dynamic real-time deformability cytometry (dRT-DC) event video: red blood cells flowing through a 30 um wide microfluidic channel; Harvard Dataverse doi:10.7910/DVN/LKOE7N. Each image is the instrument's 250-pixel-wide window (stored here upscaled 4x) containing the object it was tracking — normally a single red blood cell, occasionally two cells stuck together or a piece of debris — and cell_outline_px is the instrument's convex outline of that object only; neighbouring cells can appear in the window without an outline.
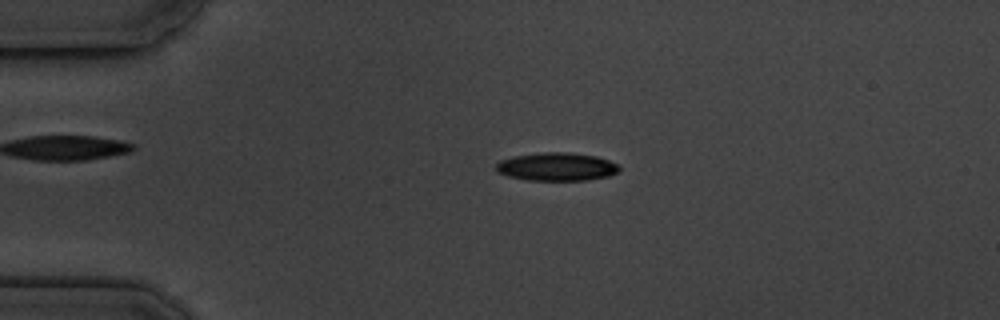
{"species": "common noctule bat (a hibernating species)", "species_latin": "Nyctalus noctula", "temperature_condition": "cold", "stored_images_in_passage": 4, "camera_frame_rate_fps": 3000, "um_per_image_px": 0.085, "animal": {"sex": "male", "body_mass_g": 19.5, "forearm_length_mm": 54.6}, "frame": {"image": 1, "passage_image": 2, "time_ms": 2.0, "image_size_px": [1000, 320], "cell_outline_px": [[620, 168], [616, 172], [608, 176], [584, 180], [528, 180], [508, 176], [496, 172], [496, 164], [500, 160], [512, 156], [540, 152], [572, 152], [596, 156], [620, 164]], "centroid_in_image_um": [47.3, 14.16], "position_along_channel_um": 37.7, "area_um2": 20.35}}
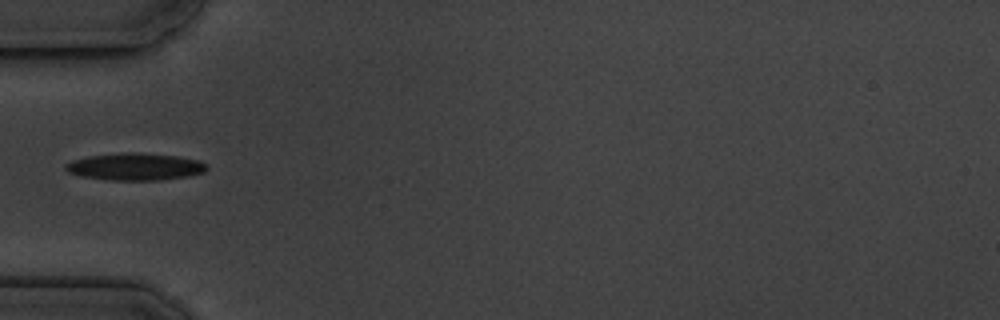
{"frame": {"image": 2, "passage_image": 4, "time_ms": 4.0, "image_size_px": [1000, 320], "cell_outline_px": [[208, 168], [204, 172], [188, 176], [160, 180], [112, 180], [80, 176], [68, 172], [64, 168], [64, 164], [72, 160], [88, 156], [128, 152], [136, 152], [176, 156], [200, 160]], "centroid_in_image_um": [11.46, 14.17], "position_along_channel_um": 73.5, "area_um2": 22.31}}